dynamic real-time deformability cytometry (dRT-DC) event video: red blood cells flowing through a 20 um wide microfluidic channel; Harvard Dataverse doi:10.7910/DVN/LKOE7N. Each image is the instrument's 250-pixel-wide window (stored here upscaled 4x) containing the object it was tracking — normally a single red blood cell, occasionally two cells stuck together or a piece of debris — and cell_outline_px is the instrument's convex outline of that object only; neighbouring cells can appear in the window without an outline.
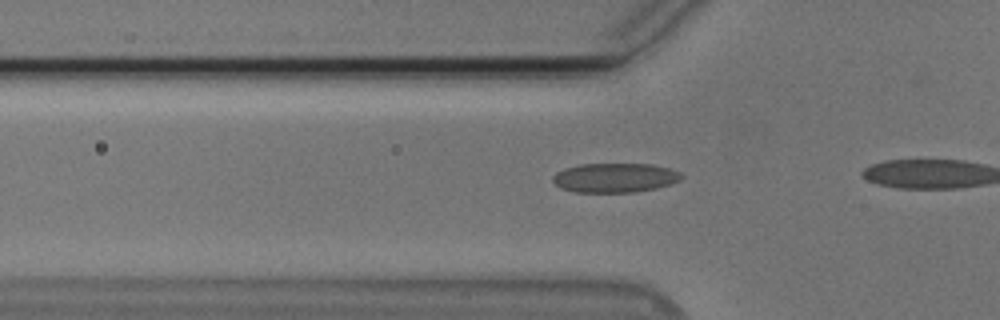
{"species": "Egyptian fruit bat (a non-hibernating species)", "species_latin": "Rousettus aegyptiacus", "temperature_condition": "cold", "stored_images_in_passage": 8, "camera_frame_rate_fps": 3000, "um_per_image_px": 0.085, "animal": {"sex": "male"}, "frame": {"image": 1, "passage_image": 3, "time_ms": 0.667, "image_size_px": [1000, 320], "cell_outline_px": [[684, 176], [680, 180], [672, 184], [656, 188], [632, 192], [576, 192], [560, 188], [552, 180], [552, 176], [556, 172], [564, 168], [580, 164], [652, 164], [668, 168], [680, 172]], "centroid_in_image_um": [52.26, 15.1], "position_along_channel_um": 73.5, "area_um2": 22.08}}
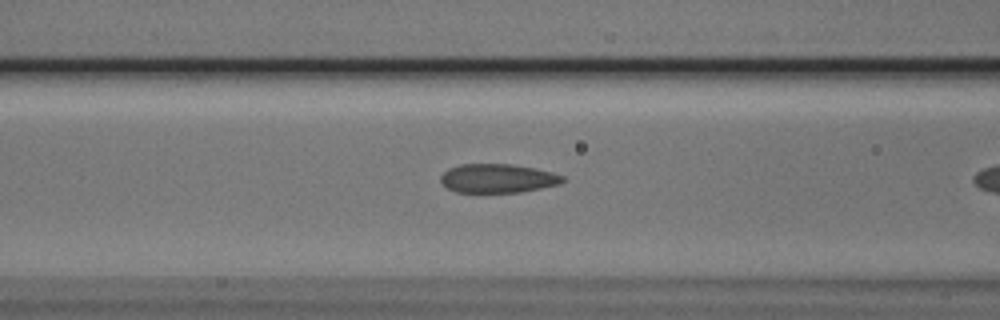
{"frame": {"image": 2, "passage_image": 7, "time_ms": 2.0, "image_size_px": [1000, 320], "cell_outline_px": [[568, 180], [560, 184], [520, 192], [456, 192], [448, 188], [440, 180], [440, 176], [448, 168], [460, 164], [512, 164], [536, 168], [552, 172], [564, 176]], "centroid_in_image_um": [42.34, 15.15], "position_along_channel_um": 124.3, "area_um2": 20.63}}